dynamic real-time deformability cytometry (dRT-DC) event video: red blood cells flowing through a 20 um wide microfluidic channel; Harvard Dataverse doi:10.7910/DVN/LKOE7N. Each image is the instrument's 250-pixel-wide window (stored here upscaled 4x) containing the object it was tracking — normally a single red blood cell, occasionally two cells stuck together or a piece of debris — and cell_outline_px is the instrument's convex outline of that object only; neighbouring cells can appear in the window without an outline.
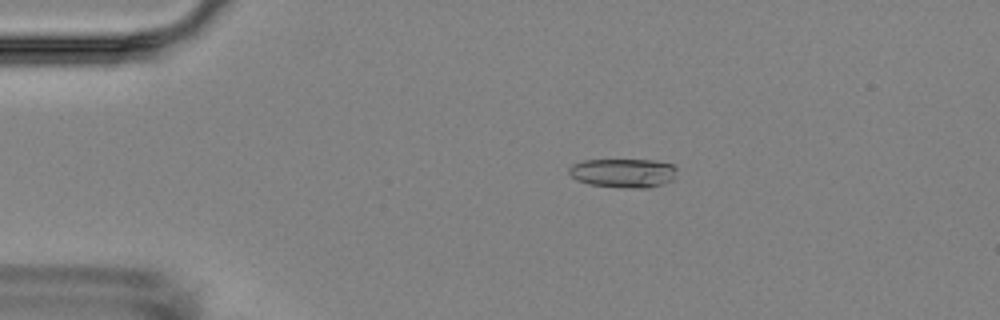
{"species": "Egyptian fruit bat (a non-hibernating species)", "species_latin": "Rousettus aegyptiacus", "temperature_condition": "room temperature", "stored_images_in_passage": 7, "camera_frame_rate_fps": 3000, "um_per_image_px": 0.085, "animal": {"sex": "female"}, "frame": {"image": 1, "passage_image": 4, "time_ms": 3.333, "image_size_px": [1000, 320], "cell_outline_px": [[676, 168], [672, 180], [648, 188], [624, 188], [588, 184], [576, 180], [568, 172], [568, 168], [572, 164], [584, 160], [652, 160], [672, 164]], "centroid_in_image_um": [52.93, 14.7], "position_along_channel_um": 32.1, "area_um2": 18.21}}